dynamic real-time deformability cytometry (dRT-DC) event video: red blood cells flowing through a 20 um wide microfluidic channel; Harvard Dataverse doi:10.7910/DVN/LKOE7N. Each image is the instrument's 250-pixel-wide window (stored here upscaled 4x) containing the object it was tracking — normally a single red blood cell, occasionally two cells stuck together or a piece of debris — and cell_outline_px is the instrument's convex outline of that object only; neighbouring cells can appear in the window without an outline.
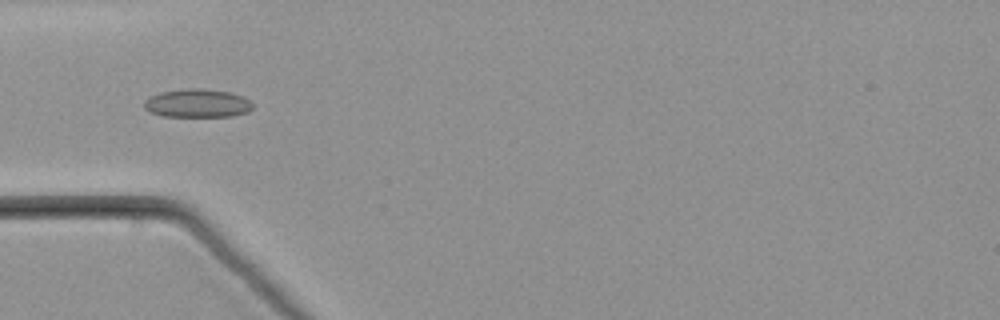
{"species": "common noctule bat (a hibernating species)", "species_latin": "Nyctalus noctula", "temperature_condition": "warm", "stored_images_in_passage": 55, "camera_frame_rate_fps": 3000, "um_per_image_px": 0.085, "animal": {"sex": "male", "body_mass_g": 21.5, "forearm_length_mm": 52.0}, "frame": {"image": 1, "passage_image": 18, "time_ms": 5.667, "image_size_px": [1000, 320], "cell_outline_px": [[252, 108], [248, 112], [232, 116], [164, 116], [152, 112], [144, 108], [144, 100], [160, 92], [192, 88], [200, 88], [228, 92], [240, 96], [248, 100], [252, 104]], "centroid_in_image_um": [16.77, 8.78], "position_along_channel_um": 68.2, "area_um2": 17.63}}
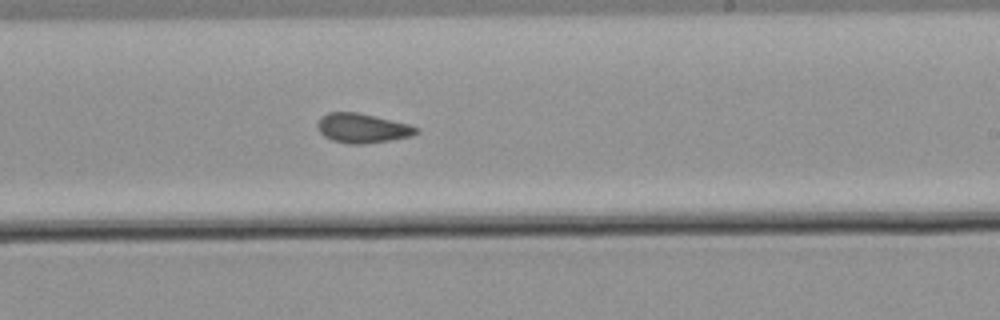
{"frame": {"image": 2, "passage_image": 33, "time_ms": 10.667, "image_size_px": [1000, 320], "cell_outline_px": [[420, 132], [412, 136], [392, 140], [368, 144], [348, 144], [332, 140], [324, 136], [320, 132], [316, 124], [320, 116], [328, 112], [356, 112], [408, 124], [420, 128]], "centroid_in_image_um": [30.8, 10.91], "position_along_channel_um": 258.2, "area_um2": 17.11}}
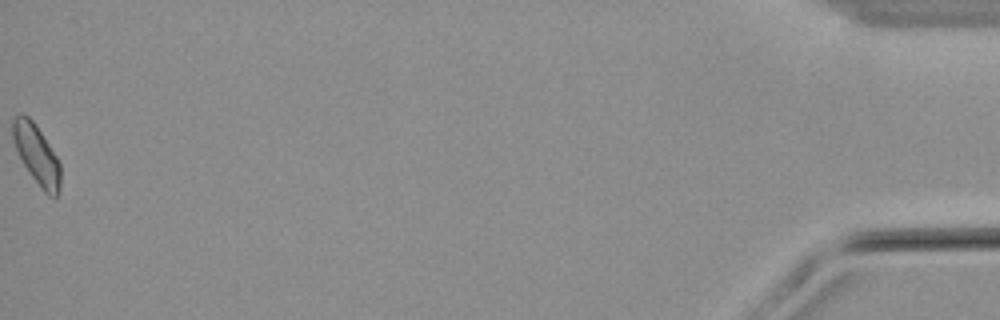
{"frame": {"image": 3, "passage_image": 55, "time_ms": 18.0, "image_size_px": [1000, 320], "cell_outline_px": [[60, 192], [56, 200], [48, 196], [44, 192], [28, 172], [12, 140], [12, 116], [28, 116], [36, 124], [56, 156], [60, 164]], "centroid_in_image_um": [3.13, 13.19], "position_along_channel_um": 432.1, "area_um2": 16.59}}